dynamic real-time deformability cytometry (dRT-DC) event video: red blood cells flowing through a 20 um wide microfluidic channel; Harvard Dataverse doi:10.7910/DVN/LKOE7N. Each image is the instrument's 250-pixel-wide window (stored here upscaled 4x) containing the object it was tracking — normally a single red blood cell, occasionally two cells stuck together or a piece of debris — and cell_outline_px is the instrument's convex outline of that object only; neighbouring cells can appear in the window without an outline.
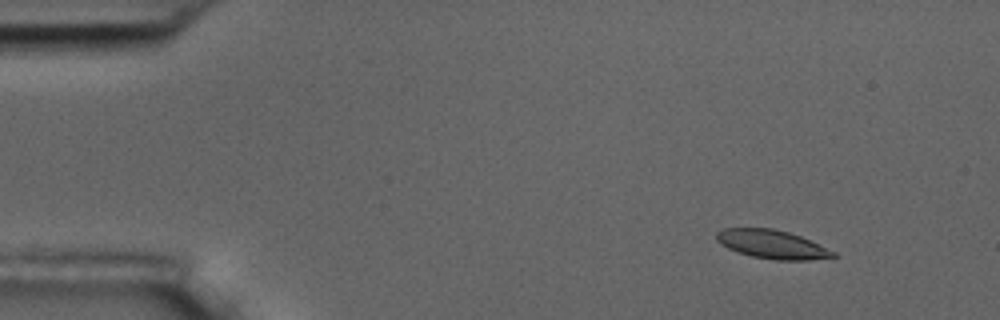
{"species": "common noctule bat (a hibernating species)", "species_latin": "Nyctalus noctula", "temperature_condition": "room temperature", "stored_images_in_passage": 5, "camera_frame_rate_fps": 3000, "um_per_image_px": 0.085, "animal": {"sex": "male", "body_mass_g": 17.5, "forearm_length_mm": 52.3}, "frame": {"image": 1, "passage_image": 2, "time_ms": 1.0, "image_size_px": [1000, 320], "cell_outline_px": [[836, 256], [808, 260], [776, 260], [752, 256], [736, 252], [728, 248], [716, 240], [716, 232], [724, 228], [772, 228], [788, 232], [800, 236], [836, 252]], "centroid_in_image_um": [65.6, 20.76], "position_along_channel_um": 19.4, "area_um2": 19.31}}
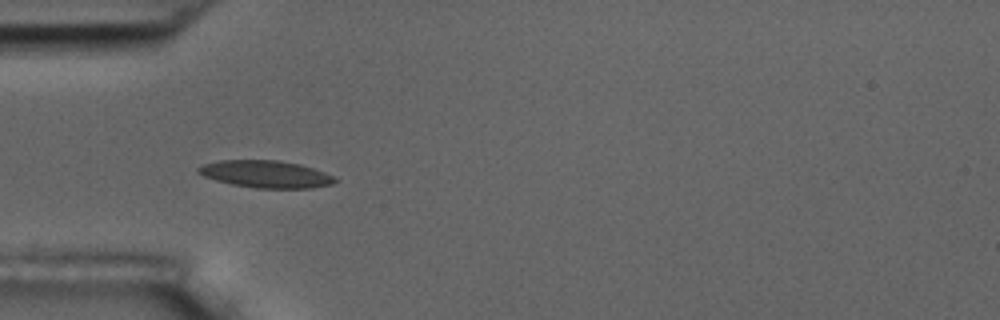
{"frame": {"image": 2, "passage_image": 5, "time_ms": 4.667, "image_size_px": [1000, 320], "cell_outline_px": [[336, 180], [332, 184], [312, 188], [256, 188], [232, 184], [216, 180], [204, 176], [196, 172], [196, 168], [204, 164], [220, 160], [280, 160], [300, 164], [324, 172], [332, 176]], "centroid_in_image_um": [22.56, 14.79], "position_along_channel_um": 62.4, "area_um2": 21.56}}